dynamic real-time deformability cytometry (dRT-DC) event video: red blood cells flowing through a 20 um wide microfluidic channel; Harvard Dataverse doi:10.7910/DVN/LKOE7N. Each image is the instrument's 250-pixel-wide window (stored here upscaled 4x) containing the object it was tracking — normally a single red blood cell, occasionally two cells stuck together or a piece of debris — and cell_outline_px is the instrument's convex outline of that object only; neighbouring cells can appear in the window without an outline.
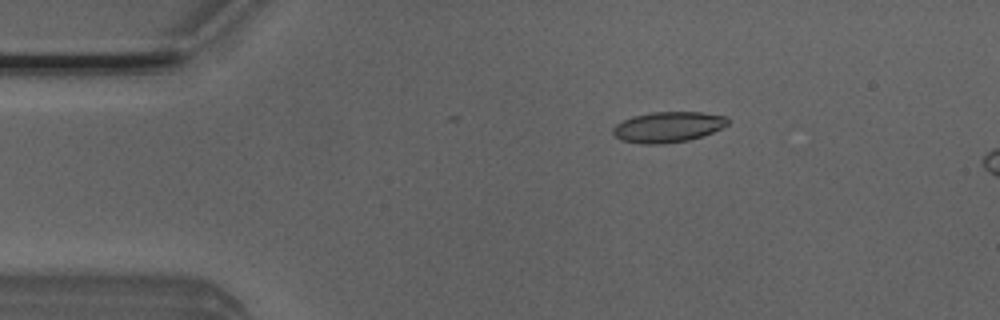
{"species": "Egyptian fruit bat (a non-hibernating species)", "species_latin": "Rousettus aegyptiacus", "temperature_condition": "room temperature", "stored_images_in_passage": 3, "camera_frame_rate_fps": 3000, "um_per_image_px": 0.085, "animal": {"sex": "male"}, "frame": {"image": 1, "passage_image": 1, "time_ms": 0.0, "image_size_px": [1000, 320], "cell_outline_px": [[728, 124], [712, 132], [688, 140], [660, 144], [640, 144], [620, 140], [612, 132], [612, 128], [616, 124], [632, 116], [652, 112], [700, 112], [728, 116]], "centroid_in_image_um": [56.75, 10.79], "position_along_channel_um": 28.2, "area_um2": 20.4}}